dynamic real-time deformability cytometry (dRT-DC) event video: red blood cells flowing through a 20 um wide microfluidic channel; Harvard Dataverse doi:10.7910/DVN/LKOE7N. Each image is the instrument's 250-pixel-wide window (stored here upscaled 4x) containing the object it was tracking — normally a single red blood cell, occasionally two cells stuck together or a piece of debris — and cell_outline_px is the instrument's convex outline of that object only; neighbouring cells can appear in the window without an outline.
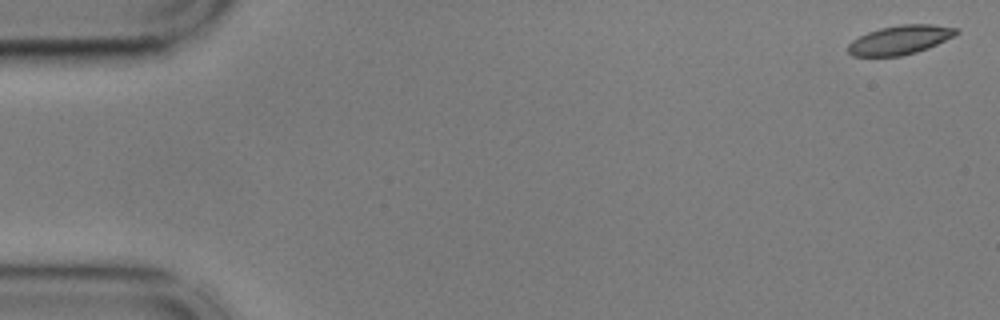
{"species": "common noctule bat (a hibernating species)", "species_latin": "Nyctalus noctula", "temperature_condition": "cold", "stored_images_in_passage": 13, "camera_frame_rate_fps": 3000, "um_per_image_px": 0.085, "animal": {"sex": "male", "body_mass_g": 17.9, "forearm_length_mm": 54.2}, "frame": {"image": 1, "passage_image": 1, "time_ms": 0.0, "image_size_px": [1000, 320], "cell_outline_px": [[960, 32], [928, 48], [916, 52], [900, 56], [852, 56], [848, 52], [848, 44], [852, 40], [868, 32], [880, 28], [900, 24], [932, 24], [956, 28]], "centroid_in_image_um": [76.47, 3.39], "position_along_channel_um": 8.5, "area_um2": 18.15}}